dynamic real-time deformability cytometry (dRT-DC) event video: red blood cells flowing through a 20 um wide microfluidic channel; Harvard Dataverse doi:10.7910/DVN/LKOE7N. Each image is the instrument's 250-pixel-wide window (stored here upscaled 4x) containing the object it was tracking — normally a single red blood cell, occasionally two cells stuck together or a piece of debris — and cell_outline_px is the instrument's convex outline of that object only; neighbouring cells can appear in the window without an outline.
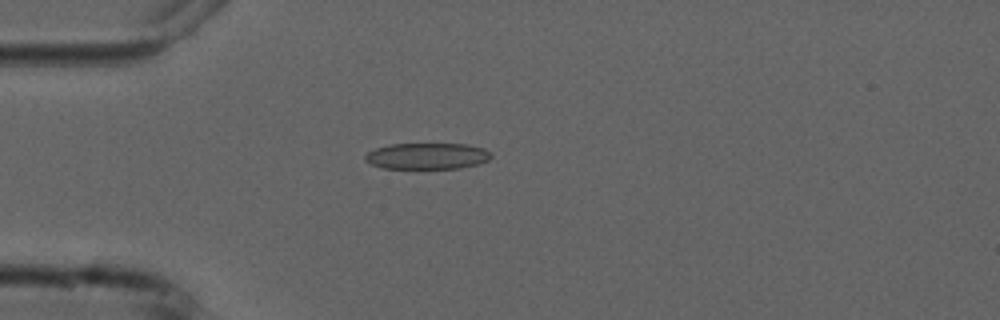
{"species": "common noctule bat (a hibernating species)", "species_latin": "Nyctalus noctula", "temperature_condition": "cold", "stored_images_in_passage": 6, "camera_frame_rate_fps": 3000, "um_per_image_px": 0.085, "animal": {"sex": "male", "forearm_length_mm": 52.5}, "frame": {"image": 1, "passage_image": 5, "time_ms": 4.667, "image_size_px": [1000, 320], "cell_outline_px": [[492, 156], [488, 160], [480, 164], [460, 168], [380, 168], [364, 160], [364, 156], [368, 152], [376, 148], [388, 144], [468, 144], [484, 148], [492, 152]], "centroid_in_image_um": [36.33, 13.26], "position_along_channel_um": 48.7, "area_um2": 19.42}}